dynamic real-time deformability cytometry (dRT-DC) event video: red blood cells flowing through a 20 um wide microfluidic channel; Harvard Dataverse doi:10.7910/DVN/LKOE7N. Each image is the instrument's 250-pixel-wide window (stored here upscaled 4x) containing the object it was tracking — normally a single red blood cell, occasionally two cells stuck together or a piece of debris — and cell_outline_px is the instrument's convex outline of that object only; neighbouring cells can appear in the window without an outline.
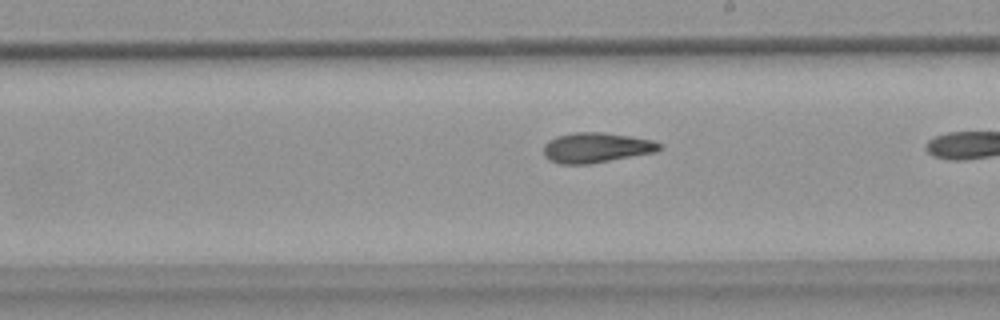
{"species": "common noctule bat (a hibernating species)", "species_latin": "Nyctalus noctula", "temperature_condition": "warm", "stored_images_in_passage": 10, "camera_frame_rate_fps": 3000, "um_per_image_px": 0.085, "animal": {"sex": "female", "body_mass_g": 18.4}, "frame": {"image": 1, "passage_image": 9, "time_ms": 2.667, "image_size_px": [1000, 320], "cell_outline_px": [[664, 148], [656, 152], [588, 164], [560, 164], [548, 160], [544, 156], [544, 144], [548, 140], [556, 136], [576, 132], [604, 132], [632, 136], [652, 140], [660, 144]], "centroid_in_image_um": [50.67, 12.54], "position_along_channel_um": 238.3, "area_um2": 20.46}}